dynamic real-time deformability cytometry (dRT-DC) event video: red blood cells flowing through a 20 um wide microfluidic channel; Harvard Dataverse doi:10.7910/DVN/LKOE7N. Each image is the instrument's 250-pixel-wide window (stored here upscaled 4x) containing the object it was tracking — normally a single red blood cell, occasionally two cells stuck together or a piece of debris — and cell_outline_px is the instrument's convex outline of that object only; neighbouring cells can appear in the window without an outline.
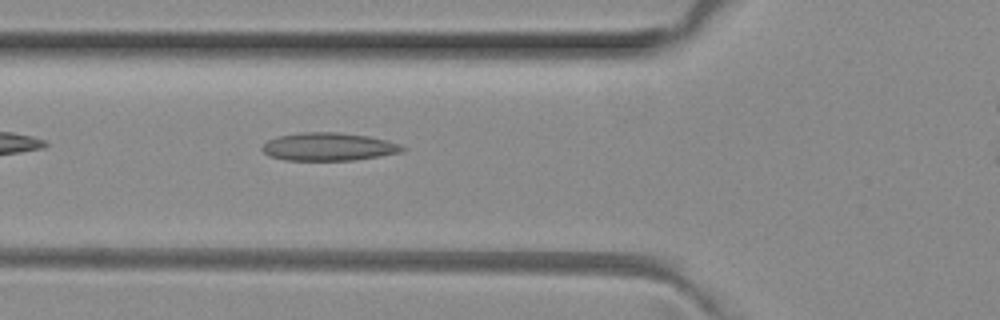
{"species": "common noctule bat (a hibernating species)", "species_latin": "Nyctalus noctula", "temperature_condition": "room temperature", "stored_images_in_passage": 6, "camera_frame_rate_fps": 3000, "um_per_image_px": 0.085, "animal": {"sex": "female", "body_mass_g": 29.2, "forearm_length_mm": 56.3}, "frame": {"image": 1, "passage_image": 6, "time_ms": 1.667, "image_size_px": [1000, 320], "cell_outline_px": [[404, 148], [400, 152], [380, 156], [352, 160], [284, 160], [268, 156], [260, 148], [268, 140], [276, 136], [300, 132], [340, 132], [368, 136], [388, 140], [400, 144]], "centroid_in_image_um": [27.88, 12.46], "position_along_channel_um": 97.9, "area_um2": 22.95}}